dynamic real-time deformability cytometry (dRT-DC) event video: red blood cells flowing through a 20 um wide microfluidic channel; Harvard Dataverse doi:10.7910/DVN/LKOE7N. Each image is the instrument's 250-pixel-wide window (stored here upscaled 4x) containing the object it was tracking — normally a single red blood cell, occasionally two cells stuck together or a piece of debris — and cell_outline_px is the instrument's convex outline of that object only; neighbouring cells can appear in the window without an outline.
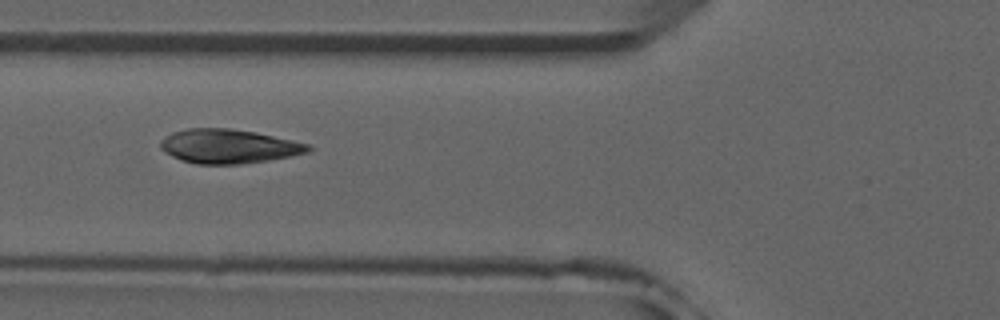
{"species": "common noctule bat (a hibernating species)", "species_latin": "Nyctalus noctula", "temperature_condition": "room temperature", "stored_images_in_passage": 36, "camera_frame_rate_fps": 3000, "um_per_image_px": 0.085, "animal": {"sex": "male", "forearm_length_mm": 52.5}, "frame": {"image": 1, "passage_image": 6, "time_ms": 1.667, "image_size_px": [1000, 320], "cell_outline_px": [[312, 148], [308, 152], [268, 160], [240, 164], [196, 164], [180, 160], [164, 152], [160, 148], [160, 140], [172, 132], [188, 128], [228, 128], [256, 132], [312, 144]], "centroid_in_image_um": [19.42, 12.43], "position_along_channel_um": 106.4, "area_um2": 29.48}, "authors_computed_cell_mechanics": {"area_um2": 28.4376, "velocity_mm_per_s": 3.9153, "shape_relaxation_time_tau1_ms": 7.6573, "shape_relaxation_time_tau2_ms": 0.6277, "deformation_change_tau1": 0.2214, "deformation_change_tau2": 0.047}}